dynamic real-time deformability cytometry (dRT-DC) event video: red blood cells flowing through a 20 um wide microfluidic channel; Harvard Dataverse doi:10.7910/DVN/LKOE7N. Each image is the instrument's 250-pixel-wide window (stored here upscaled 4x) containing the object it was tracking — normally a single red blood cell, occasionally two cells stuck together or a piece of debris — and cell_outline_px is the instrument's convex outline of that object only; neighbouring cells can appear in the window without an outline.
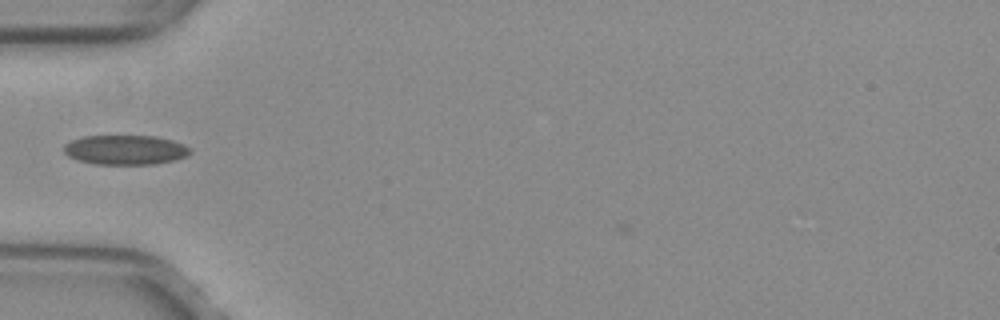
{"species": "common noctule bat (a hibernating species)", "species_latin": "Nyctalus noctula", "temperature_condition": "warm", "stored_images_in_passage": 35, "camera_frame_rate_fps": 3000, "um_per_image_px": 0.085, "animal": {"sex": "female", "body_mass_g": 29.2, "forearm_length_mm": 56.3}, "frame": {"image": 1, "passage_image": 1, "time_ms": 0.0, "image_size_px": [1000, 320], "cell_outline_px": [[192, 152], [176, 160], [156, 164], [92, 164], [76, 160], [68, 156], [64, 152], [64, 144], [72, 140], [84, 136], [156, 136], [172, 140], [184, 144], [192, 148]], "centroid_in_image_um": [10.66, 12.74], "position_along_channel_um": 74.3, "area_um2": 21.96}}
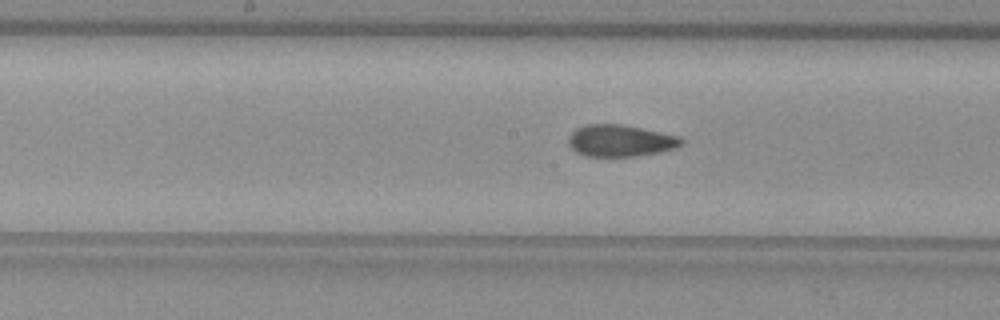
{"frame": {"image": 2, "passage_image": 10, "time_ms": 3.0, "image_size_px": [1000, 320], "cell_outline_px": [[684, 144], [676, 148], [660, 152], [636, 156], [584, 156], [576, 152], [568, 144], [568, 136], [576, 128], [588, 124], [620, 124], [680, 136], [684, 140]], "centroid_in_image_um": [52.73, 11.96], "position_along_channel_um": 195.5, "area_um2": 20.98}}
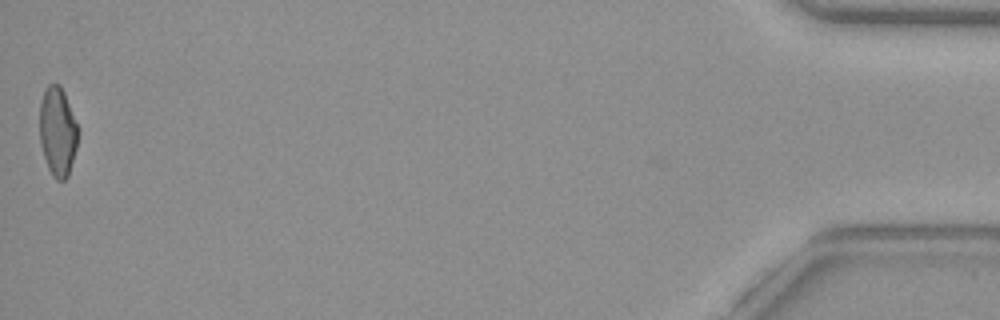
{"frame": {"image": 3, "passage_image": 35, "time_ms": 11.333, "image_size_px": [1000, 320], "cell_outline_px": [[80, 132], [76, 148], [68, 176], [64, 180], [56, 180], [52, 176], [48, 168], [40, 144], [40, 104], [44, 88], [48, 84], [60, 84], [64, 92]], "centroid_in_image_um": [4.9, 11.18], "position_along_channel_um": 430.3, "area_um2": 20.06}}